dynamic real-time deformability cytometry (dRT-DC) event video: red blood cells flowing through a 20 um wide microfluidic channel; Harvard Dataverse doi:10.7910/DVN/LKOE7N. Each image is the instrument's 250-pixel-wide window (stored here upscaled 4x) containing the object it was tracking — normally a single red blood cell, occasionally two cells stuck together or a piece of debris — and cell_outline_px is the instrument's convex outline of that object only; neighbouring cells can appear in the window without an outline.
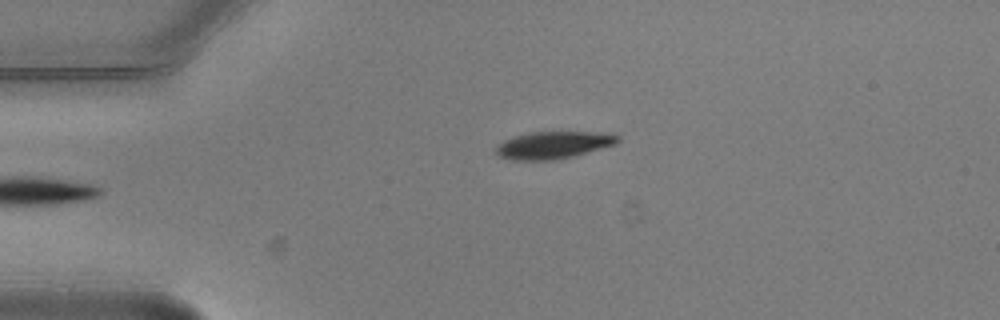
{"species": "common noctule bat (a hibernating species)", "species_latin": "Nyctalus noctula", "temperature_condition": "warm", "stored_images_in_passage": 2, "camera_frame_rate_fps": 3000, "um_per_image_px": 0.085, "animal": {"sex": "male", "body_mass_g": 20.5, "forearm_length_mm": 52.5}, "frame": {"image": 1, "passage_image": 2, "time_ms": 0.333, "image_size_px": [1000, 320], "cell_outline_px": [[620, 140], [616, 144], [572, 156], [556, 160], [512, 160], [500, 156], [496, 152], [496, 148], [504, 140], [516, 136], [532, 132], [588, 132], [620, 136]], "centroid_in_image_um": [47.02, 12.34], "position_along_channel_um": 38.0, "area_um2": 18.9}}